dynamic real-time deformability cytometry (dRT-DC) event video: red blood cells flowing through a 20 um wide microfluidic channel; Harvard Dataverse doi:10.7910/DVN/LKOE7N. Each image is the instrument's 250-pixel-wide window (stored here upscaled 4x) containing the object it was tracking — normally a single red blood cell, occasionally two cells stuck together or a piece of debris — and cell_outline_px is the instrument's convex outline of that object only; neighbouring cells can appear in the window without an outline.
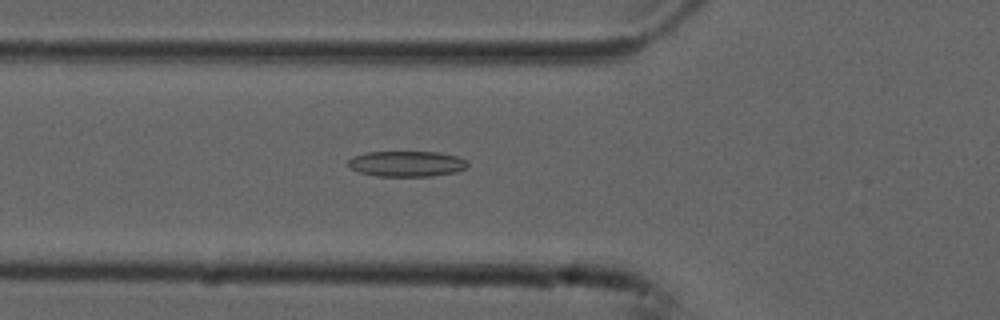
{"species": "common noctule bat (a hibernating species)", "species_latin": "Nyctalus noctula", "temperature_condition": "cold", "stored_images_in_passage": 54, "camera_frame_rate_fps": 3000, "um_per_image_px": 0.085, "animal": {"sex": "male", "forearm_length_mm": 52.5}, "frame": {"image": 1, "passage_image": 19, "time_ms": 6.0, "image_size_px": [1000, 320], "cell_outline_px": [[468, 168], [456, 172], [432, 176], [376, 176], [360, 172], [352, 168], [348, 164], [348, 160], [352, 156], [368, 152], [436, 152], [456, 156], [468, 160]], "centroid_in_image_um": [34.6, 13.92], "position_along_channel_um": 91.2, "area_um2": 17.86}}
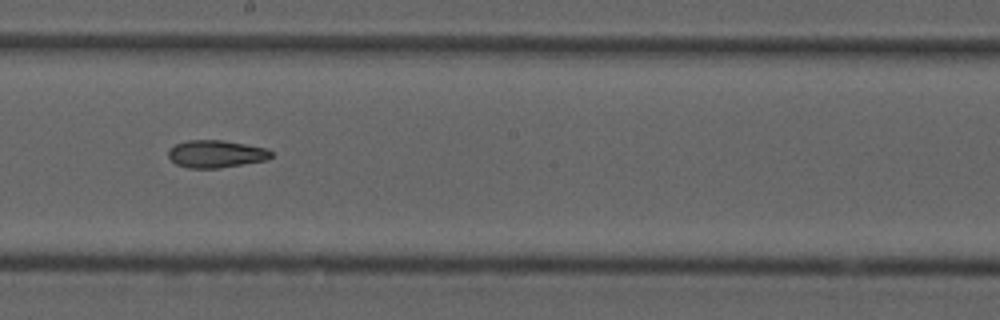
{"frame": {"image": 2, "passage_image": 30, "time_ms": 9.667, "image_size_px": [1000, 320], "cell_outline_px": [[272, 156], [268, 160], [220, 168], [188, 168], [176, 164], [168, 156], [168, 148], [176, 144], [188, 140], [224, 140], [264, 148], [272, 152]], "centroid_in_image_um": [18.34, 13.09], "position_along_channel_um": 229.9, "area_um2": 16.47}}
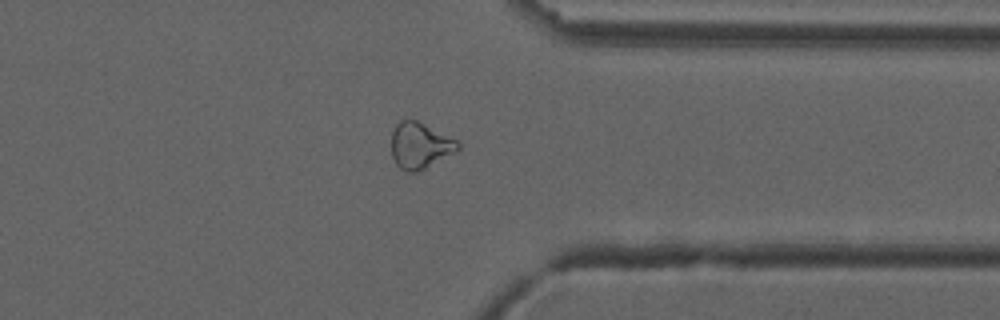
{"frame": {"image": 3, "passage_image": 42, "time_ms": 13.667, "image_size_px": [1000, 320], "cell_outline_px": [[460, 148], [424, 168], [416, 172], [404, 172], [396, 164], [392, 156], [392, 132], [396, 124], [400, 120], [416, 120], [460, 140]], "centroid_in_image_um": [35.69, 12.35], "position_along_channel_um": 375.7, "area_um2": 17.74}, "authors_computed_cell_mechanics": {"area_um2": 18.2937, "velocity_mm_per_s": 3.765, "shape_relaxation_time_tau1_ms": null, "shape_relaxation_time_tau2_ms": 9.8999, "deformation_change_tau1": null, "deformation_change_tau2": 0.1994}}